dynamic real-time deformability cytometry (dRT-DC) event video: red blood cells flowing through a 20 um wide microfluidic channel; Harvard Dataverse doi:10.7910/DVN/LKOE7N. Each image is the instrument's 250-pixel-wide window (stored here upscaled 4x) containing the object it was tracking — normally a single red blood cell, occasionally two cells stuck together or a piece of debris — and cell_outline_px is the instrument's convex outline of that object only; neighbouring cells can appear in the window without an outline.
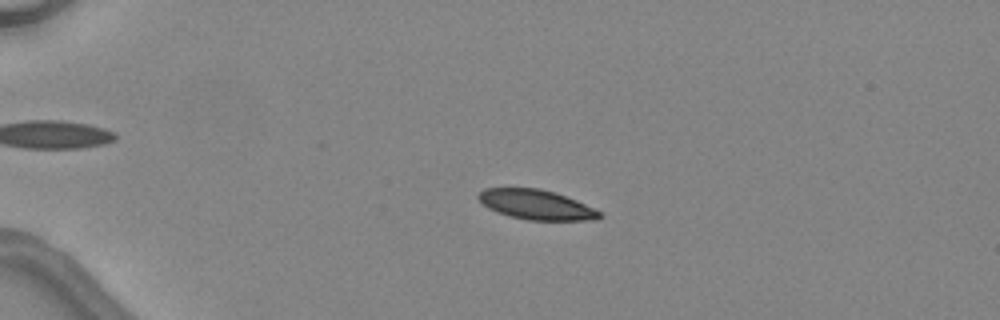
{"species": "common noctule bat (a hibernating species)", "species_latin": "Nyctalus noctula", "temperature_condition": "warm", "stored_images_in_passage": 5, "camera_frame_rate_fps": 3000, "um_per_image_px": 0.085, "animal": {"sex": "female", "body_mass_g": 24.6, "forearm_length_mm": 56.2}, "frame": {"image": 1, "passage_image": 3, "time_ms": 2.333, "image_size_px": [1000, 320], "cell_outline_px": [[604, 216], [596, 220], [528, 220], [508, 216], [496, 212], [488, 208], [476, 196], [484, 188], [540, 188], [556, 192], [576, 200], [600, 212]], "centroid_in_image_um": [45.57, 17.4], "position_along_channel_um": 39.4, "area_um2": 21.04}}
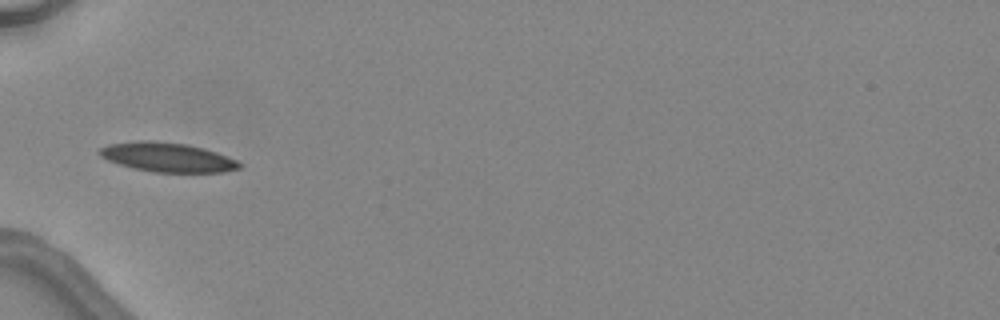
{"frame": {"image": 2, "passage_image": 4, "time_ms": 4.333, "image_size_px": [1000, 320], "cell_outline_px": [[244, 168], [224, 172], [152, 172], [132, 168], [108, 160], [100, 156], [96, 152], [100, 148], [108, 144], [140, 140], [152, 140], [184, 144], [204, 148], [216, 152], [236, 160], [244, 164]], "centroid_in_image_um": [14.24, 13.37], "position_along_channel_um": 70.8, "area_um2": 24.04}}